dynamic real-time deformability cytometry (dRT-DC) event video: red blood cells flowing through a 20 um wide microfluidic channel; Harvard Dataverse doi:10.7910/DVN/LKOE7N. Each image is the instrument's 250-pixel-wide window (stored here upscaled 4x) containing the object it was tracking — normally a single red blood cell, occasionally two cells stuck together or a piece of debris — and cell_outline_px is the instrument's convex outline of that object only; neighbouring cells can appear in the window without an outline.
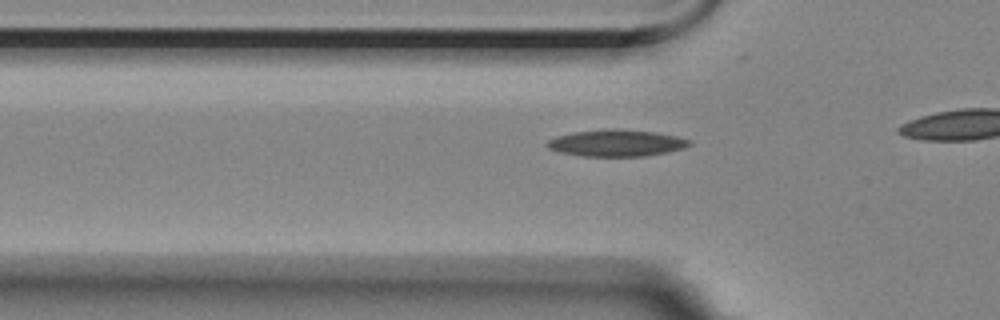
{"species": "Egyptian fruit bat (a non-hibernating species)", "species_latin": "Rousettus aegyptiacus", "temperature_condition": "room temperature", "stored_images_in_passage": 15, "camera_frame_rate_fps": 3000, "um_per_image_px": 0.085, "animal": {"sex": "female"}, "frame": {"image": 1, "passage_image": 9, "time_ms": 2.667, "image_size_px": [1000, 320], "cell_outline_px": [[692, 144], [684, 148], [668, 152], [644, 156], [584, 156], [560, 152], [548, 148], [544, 144], [548, 140], [556, 136], [572, 132], [612, 128], [620, 128], [656, 132], [676, 136], [692, 140]], "centroid_in_image_um": [52.41, 12.14], "position_along_channel_um": 73.4, "area_um2": 22.37}}
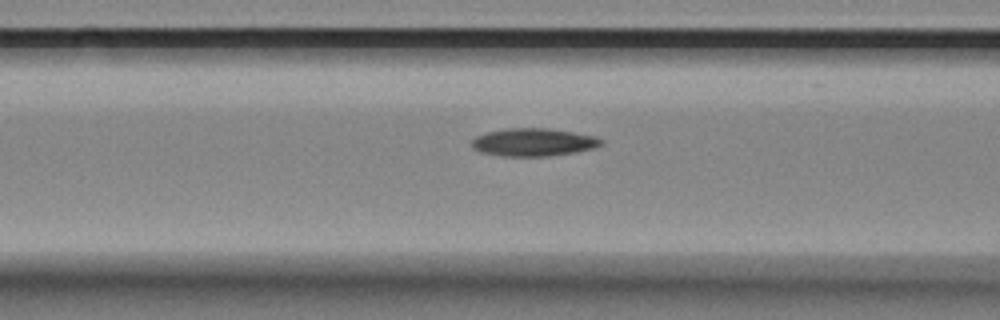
{"frame": {"image": 2, "passage_image": 13, "time_ms": 4.0, "image_size_px": [1000, 320], "cell_outline_px": [[604, 144], [596, 148], [576, 152], [548, 156], [500, 156], [480, 152], [472, 148], [472, 140], [476, 136], [488, 132], [508, 128], [548, 128], [596, 136], [604, 140]], "centroid_in_image_um": [45.38, 12.09], "position_along_channel_um": 121.2, "area_um2": 21.15}}